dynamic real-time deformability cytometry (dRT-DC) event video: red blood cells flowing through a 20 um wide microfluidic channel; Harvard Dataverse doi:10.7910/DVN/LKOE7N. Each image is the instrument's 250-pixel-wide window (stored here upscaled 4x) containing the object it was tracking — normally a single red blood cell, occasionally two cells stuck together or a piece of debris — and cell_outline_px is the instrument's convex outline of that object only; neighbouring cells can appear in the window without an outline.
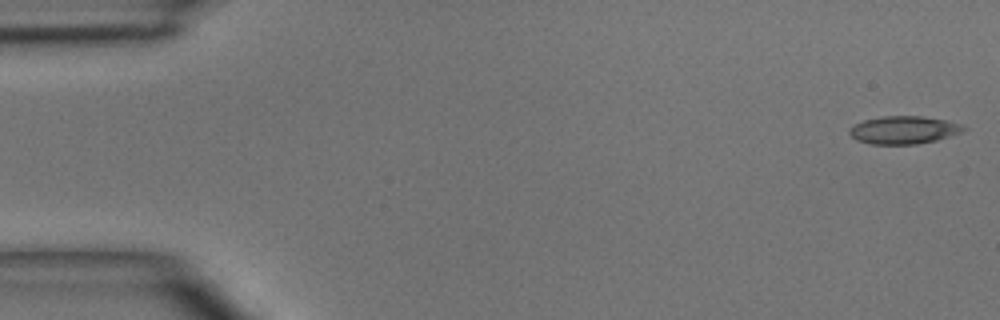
{"species": "common noctule bat (a hibernating species)", "species_latin": "Nyctalus noctula", "temperature_condition": "room temperature", "stored_images_in_passage": 5, "camera_frame_rate_fps": 3000, "um_per_image_px": 0.085, "animal": {"sex": "male", "body_mass_g": 15.6}, "frame": {"image": 1, "passage_image": 1, "time_ms": 0.0, "image_size_px": [1000, 320], "cell_outline_px": [[968, 128], [960, 132], [936, 140], [916, 144], [872, 144], [856, 140], [848, 132], [848, 128], [864, 120], [884, 116], [924, 116], [944, 120], [960, 124]], "centroid_in_image_um": [76.79, 11.04], "position_along_channel_um": 8.2, "area_um2": 18.32}}
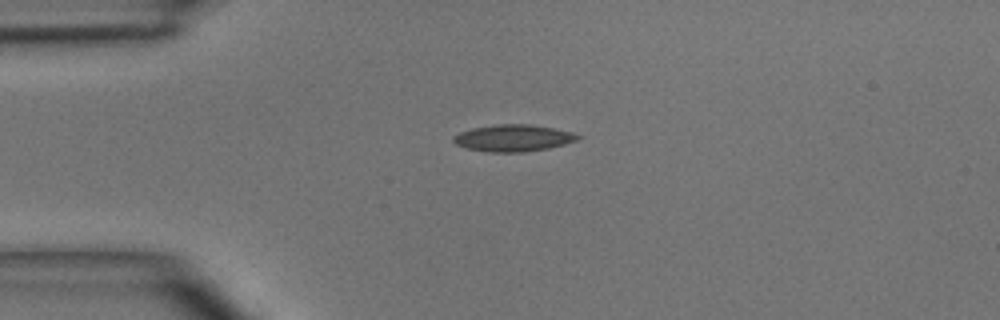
{"frame": {"image": 2, "passage_image": 4, "time_ms": 3.333, "image_size_px": [1000, 320], "cell_outline_px": [[584, 136], [580, 140], [548, 148], [524, 152], [488, 152], [468, 148], [456, 144], [452, 140], [452, 136], [460, 132], [472, 128], [496, 124], [532, 124], [572, 132]], "centroid_in_image_um": [43.66, 11.73], "position_along_channel_um": 41.3, "area_um2": 19.54}}
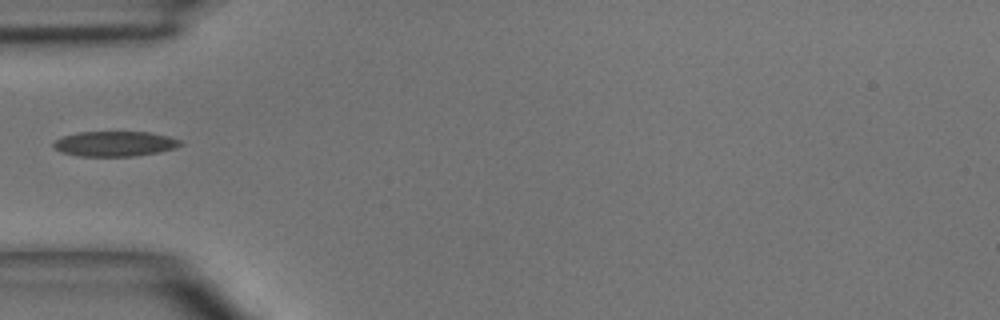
{"frame": {"image": 3, "passage_image": 5, "time_ms": 4.667, "image_size_px": [1000, 320], "cell_outline_px": [[184, 144], [176, 148], [160, 152], [132, 156], [80, 156], [60, 152], [52, 148], [52, 144], [56, 140], [64, 136], [80, 132], [152, 132], [168, 136], [180, 140]], "centroid_in_image_um": [9.77, 12.22], "position_along_channel_um": 75.2, "area_um2": 18.67}}